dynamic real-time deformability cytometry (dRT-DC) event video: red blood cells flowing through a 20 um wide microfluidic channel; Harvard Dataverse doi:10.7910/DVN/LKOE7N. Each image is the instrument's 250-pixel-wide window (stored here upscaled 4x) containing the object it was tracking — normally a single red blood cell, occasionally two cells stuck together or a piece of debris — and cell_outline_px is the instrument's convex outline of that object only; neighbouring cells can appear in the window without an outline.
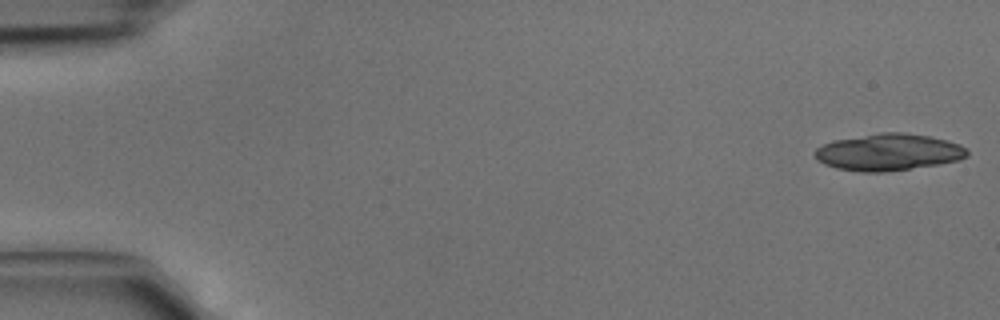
{"species": "common noctule bat (a hibernating species)", "species_latin": "Nyctalus noctula", "temperature_condition": "cold", "stored_images_in_passage": 4, "camera_frame_rate_fps": 3000, "um_per_image_px": 0.085, "animal": {"sex": "male", "body_mass_g": 15.6}, "frame": {"image": 1, "passage_image": 1, "time_ms": 0.0, "image_size_px": [1000, 320], "cell_outline_px": [[968, 156], [960, 160], [940, 164], [888, 172], [860, 172], [836, 168], [824, 164], [816, 160], [812, 152], [816, 148], [832, 140], [880, 132], [904, 132], [928, 136], [948, 140], [960, 144], [968, 148]], "centroid_in_image_um": [75.52, 12.94], "position_along_channel_um": 9.5, "area_um2": 33.23}}
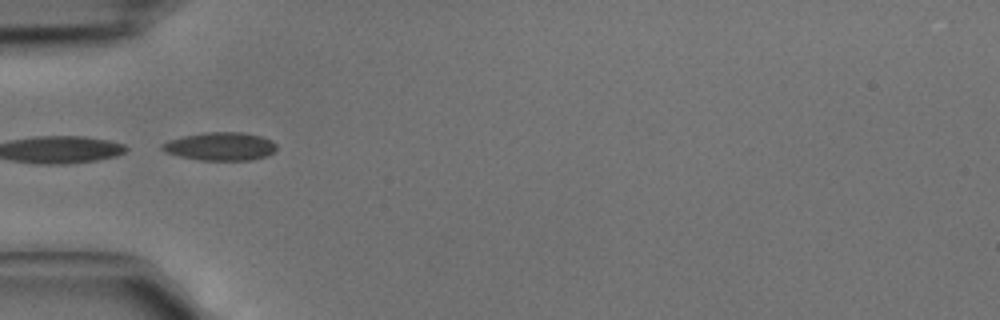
{"frame": {"image": 2, "passage_image": 4, "time_ms": 1.0, "image_size_px": [1000, 320], "cell_outline_px": [[276, 148], [268, 156], [252, 160], [200, 160], [180, 156], [164, 152], [160, 148], [160, 144], [168, 140], [184, 136], [204, 132], [244, 132], [260, 136], [272, 140], [276, 144]], "centroid_in_image_um": [18.72, 12.44], "position_along_channel_um": 66.3, "area_um2": 18.9}}